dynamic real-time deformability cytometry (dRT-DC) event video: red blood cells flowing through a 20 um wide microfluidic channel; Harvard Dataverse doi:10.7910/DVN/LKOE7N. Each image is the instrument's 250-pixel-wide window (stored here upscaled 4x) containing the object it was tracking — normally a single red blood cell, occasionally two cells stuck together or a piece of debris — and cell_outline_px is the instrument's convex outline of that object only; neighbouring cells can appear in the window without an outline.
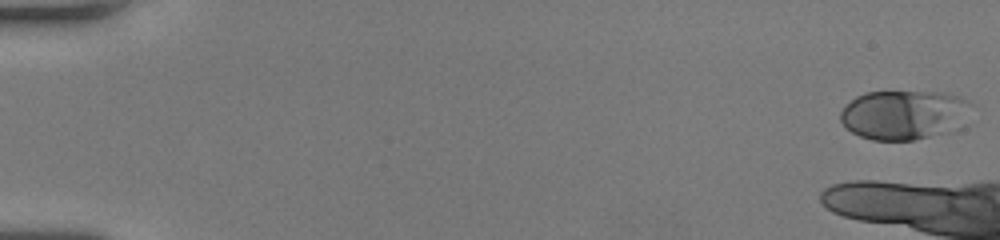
{"species": "human", "species_latin": "Homo sapiens", "temperature_condition": "room temperature", "stored_images_in_passage": 10, "camera_frame_rate_fps": 3000, "um_per_image_px": 0.085, "donor": {"sex": "female"}, "frame": {"image": 1, "passage_image": 1, "time_ms": 0.0, "image_size_px": [1000, 240], "cell_outline_px": [[972, 104], [940, 132], [928, 136], [912, 140], [872, 140], [860, 136], [852, 132], [840, 120], [840, 112], [856, 96], [864, 92], [940, 92], [956, 96]], "centroid_in_image_um": [76.61, 9.73], "position_along_channel_um": 8.4, "area_um2": 35.55}}